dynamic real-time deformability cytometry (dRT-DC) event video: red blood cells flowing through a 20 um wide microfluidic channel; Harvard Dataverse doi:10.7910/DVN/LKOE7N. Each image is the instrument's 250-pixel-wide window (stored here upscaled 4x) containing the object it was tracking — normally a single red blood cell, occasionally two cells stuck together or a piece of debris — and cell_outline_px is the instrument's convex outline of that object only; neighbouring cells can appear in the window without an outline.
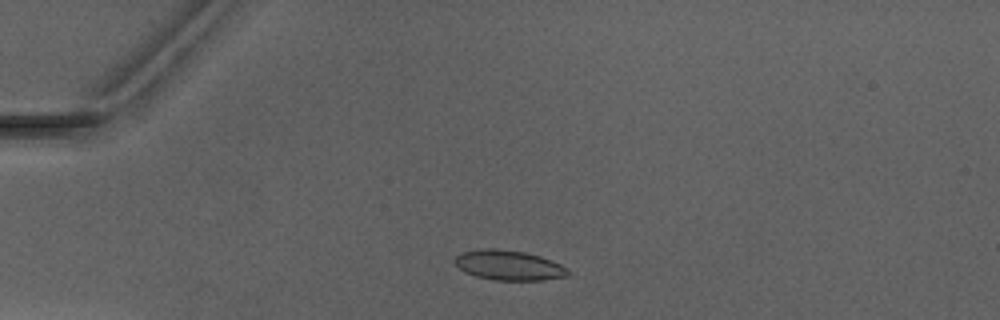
{"species": "Egyptian fruit bat (a non-hibernating species)", "species_latin": "Rousettus aegyptiacus", "temperature_condition": "warm", "stored_images_in_passage": 3, "camera_frame_rate_fps": 3000, "um_per_image_px": 0.085, "animal": {"sex": "male"}, "frame": {"image": 1, "passage_image": 2, "time_ms": 1.0, "image_size_px": [1000, 320], "cell_outline_px": [[572, 272], [568, 276], [544, 280], [496, 280], [476, 276], [464, 272], [452, 260], [456, 256], [464, 252], [488, 248], [496, 248], [524, 252], [540, 256], [552, 260], [568, 268]], "centroid_in_image_um": [43.29, 22.55], "position_along_channel_um": 41.7, "area_um2": 19.77}}